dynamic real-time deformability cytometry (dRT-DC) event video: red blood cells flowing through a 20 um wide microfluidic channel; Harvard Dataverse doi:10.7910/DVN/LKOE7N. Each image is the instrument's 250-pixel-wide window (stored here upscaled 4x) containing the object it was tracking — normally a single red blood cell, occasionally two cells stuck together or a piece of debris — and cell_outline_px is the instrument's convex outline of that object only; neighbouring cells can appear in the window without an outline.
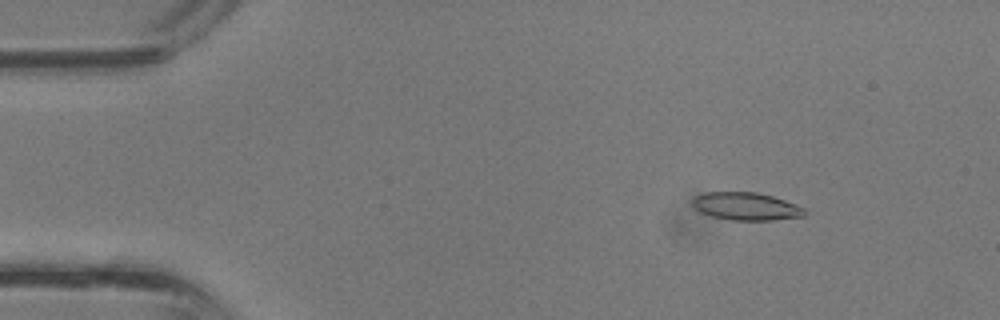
{"species": "common noctule bat (a hibernating species)", "species_latin": "Nyctalus noctula", "temperature_condition": "room temperature", "stored_images_in_passage": 38, "camera_frame_rate_fps": 3000, "um_per_image_px": 0.085, "animal": {"sex": "male", "body_mass_g": 13.3}, "frame": {"image": 1, "passage_image": 5, "time_ms": 1.333, "image_size_px": [1000, 320], "cell_outline_px": [[808, 212], [804, 216], [772, 220], [732, 220], [712, 216], [700, 212], [692, 204], [692, 196], [704, 192], [756, 192], [772, 196], [784, 200], [804, 208]], "centroid_in_image_um": [63.39, 17.53], "position_along_channel_um": 21.6, "area_um2": 18.15}}
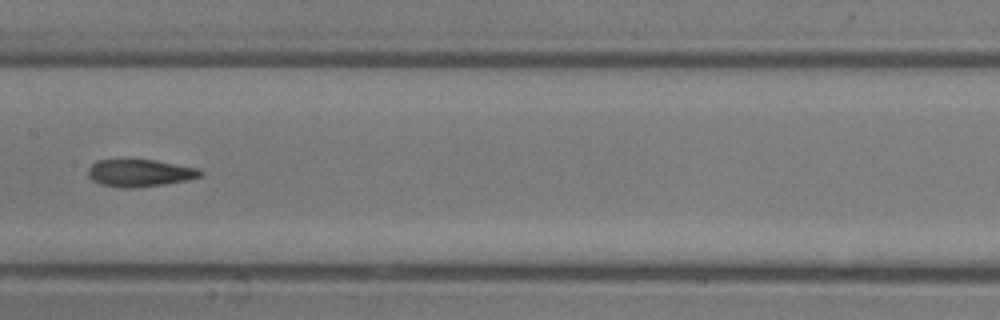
{"frame": {"image": 2, "passage_image": 19, "time_ms": 6.0, "image_size_px": [1000, 320], "cell_outline_px": [[204, 172], [200, 176], [188, 180], [164, 184], [132, 188], [124, 188], [100, 184], [92, 180], [88, 176], [88, 168], [96, 160], [156, 160], [196, 168]], "centroid_in_image_um": [11.86, 14.71], "position_along_channel_um": 195.5, "area_um2": 17.74}}
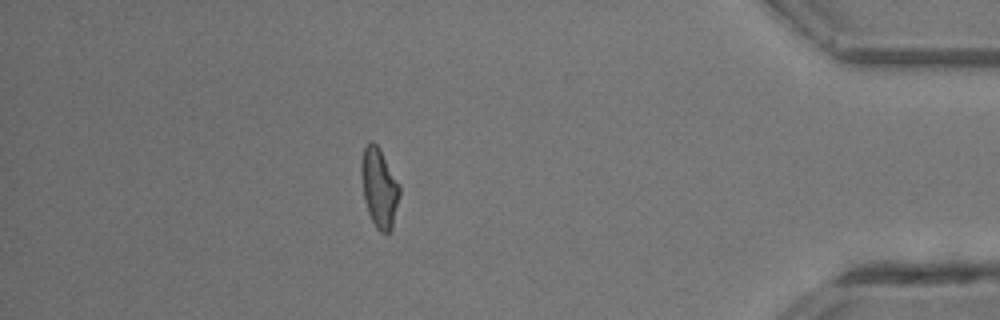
{"frame": {"image": 3, "passage_image": 33, "time_ms": 10.667, "image_size_px": [1000, 320], "cell_outline_px": [[400, 192], [392, 228], [388, 232], [380, 232], [376, 228], [368, 212], [364, 200], [360, 172], [360, 164], [364, 148], [368, 140], [372, 140], [380, 148], [400, 184]], "centroid_in_image_um": [32.22, 15.91], "position_along_channel_um": 403.0, "area_um2": 17.86}}